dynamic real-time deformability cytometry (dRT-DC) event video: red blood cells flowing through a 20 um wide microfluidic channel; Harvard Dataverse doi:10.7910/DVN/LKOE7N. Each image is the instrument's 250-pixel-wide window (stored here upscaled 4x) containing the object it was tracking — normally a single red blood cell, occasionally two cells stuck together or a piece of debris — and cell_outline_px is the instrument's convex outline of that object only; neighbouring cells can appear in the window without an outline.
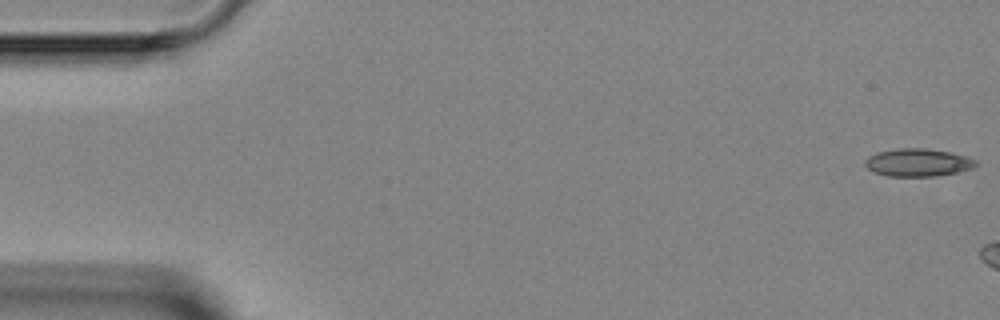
{"species": "Egyptian fruit bat (a non-hibernating species)", "species_latin": "Rousettus aegyptiacus", "temperature_condition": "room temperature", "stored_images_in_passage": 5, "camera_frame_rate_fps": 3000, "um_per_image_px": 0.085, "animal": {"sex": "female"}, "frame": {"image": 1, "passage_image": 1, "time_ms": 0.0, "image_size_px": [1000, 320], "cell_outline_px": [[976, 164], [972, 168], [960, 172], [936, 176], [888, 176], [872, 172], [864, 164], [864, 160], [868, 156], [876, 152], [896, 148], [928, 148], [952, 152], [968, 156], [976, 160]], "centroid_in_image_um": [78.01, 13.8], "position_along_channel_um": 7.0, "area_um2": 18.26}}